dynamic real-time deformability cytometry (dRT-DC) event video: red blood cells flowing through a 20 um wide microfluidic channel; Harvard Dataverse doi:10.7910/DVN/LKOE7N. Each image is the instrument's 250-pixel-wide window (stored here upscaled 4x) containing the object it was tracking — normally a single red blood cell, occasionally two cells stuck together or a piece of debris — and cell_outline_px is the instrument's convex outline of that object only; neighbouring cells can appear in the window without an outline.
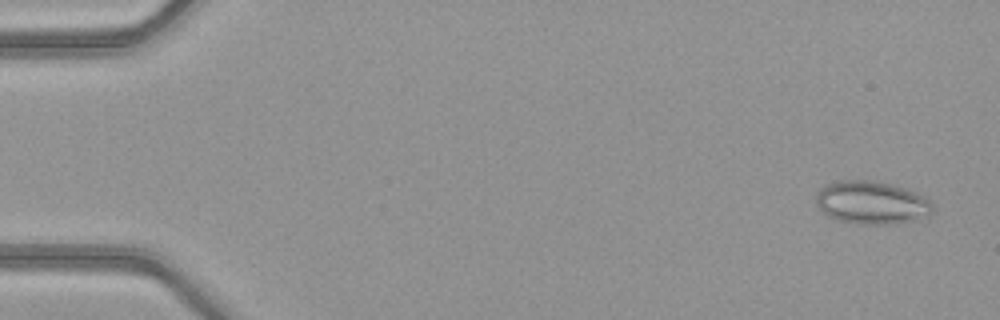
{"species": "common noctule bat (a hibernating species)", "species_latin": "Nyctalus noctula", "temperature_condition": "warm", "stored_images_in_passage": 51, "camera_frame_rate_fps": 3000, "um_per_image_px": 0.085, "animal": {"sex": "female", "body_mass_g": 21.9}, "frame": {"image": 1, "passage_image": 3, "time_ms": 0.667, "image_size_px": [1000, 320], "cell_outline_px": [[932, 212], [928, 216], [896, 224], [860, 224], [840, 220], [828, 216], [820, 208], [816, 200], [816, 192], [824, 184], [840, 180], [872, 180], [908, 188], [924, 196], [932, 204]], "centroid_in_image_um": [74.09, 17.21], "position_along_channel_um": 10.9, "area_um2": 29.3}}
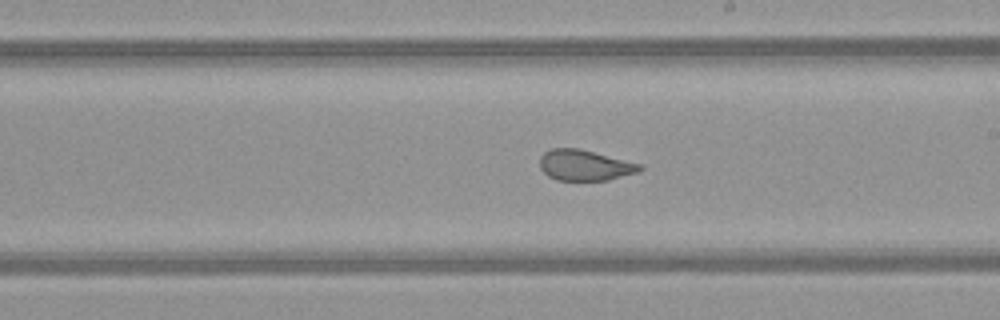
{"frame": {"image": 2, "passage_image": 30, "time_ms": 9.667, "image_size_px": [1000, 320], "cell_outline_px": [[644, 168], [640, 172], [608, 180], [556, 180], [548, 176], [540, 168], [540, 156], [544, 152], [552, 148], [580, 148], [640, 164]], "centroid_in_image_um": [49.7, 14.04], "position_along_channel_um": 239.3, "area_um2": 17.98}}
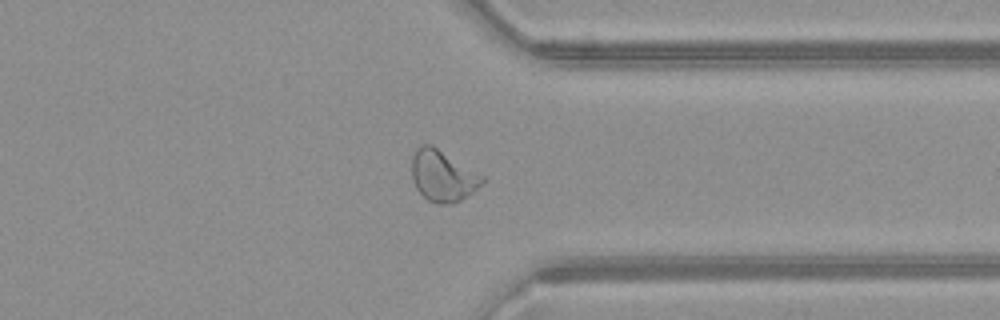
{"frame": {"image": 3, "passage_image": 40, "time_ms": 13.0, "image_size_px": [1000, 320], "cell_outline_px": [[488, 180], [468, 196], [452, 204], [440, 204], [428, 200], [416, 188], [412, 180], [412, 156], [416, 148], [420, 144], [432, 144], [484, 176]], "centroid_in_image_um": [37.65, 14.94], "position_along_channel_um": 373.8, "area_um2": 21.27}, "authors_computed_cell_mechanics": {"area_um2": 22.4842, "velocity_mm_per_s": 4.1114, "shape_relaxation_time_tau1_ms": null, "shape_relaxation_time_tau2_ms": 0.7289, "deformation_change_tau1": null, "deformation_change_tau2": 0.0746}}